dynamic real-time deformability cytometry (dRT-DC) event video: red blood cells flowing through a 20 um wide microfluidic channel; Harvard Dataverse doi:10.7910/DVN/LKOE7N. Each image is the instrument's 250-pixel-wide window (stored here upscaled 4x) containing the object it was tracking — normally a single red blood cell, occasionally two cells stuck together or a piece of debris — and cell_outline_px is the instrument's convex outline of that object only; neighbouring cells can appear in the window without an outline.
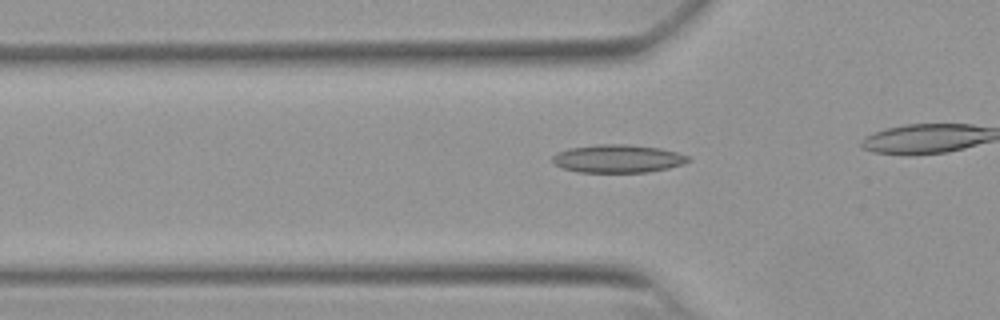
{"species": "Egyptian fruit bat (a non-hibernating species)", "species_latin": "Rousettus aegyptiacus", "temperature_condition": "warm", "stored_images_in_passage": 36, "camera_frame_rate_fps": 3000, "um_per_image_px": 0.085, "animal": {"sex": "female"}, "frame": {"image": 1, "passage_image": 12, "time_ms": 3.667, "image_size_px": [1000, 320], "cell_outline_px": [[692, 160], [684, 164], [668, 168], [648, 172], [576, 172], [560, 168], [552, 160], [552, 156], [556, 152], [568, 148], [596, 144], [628, 144], [660, 148], [676, 152], [688, 156]], "centroid_in_image_um": [52.49, 13.48], "position_along_channel_um": 73.3, "area_um2": 22.43}}
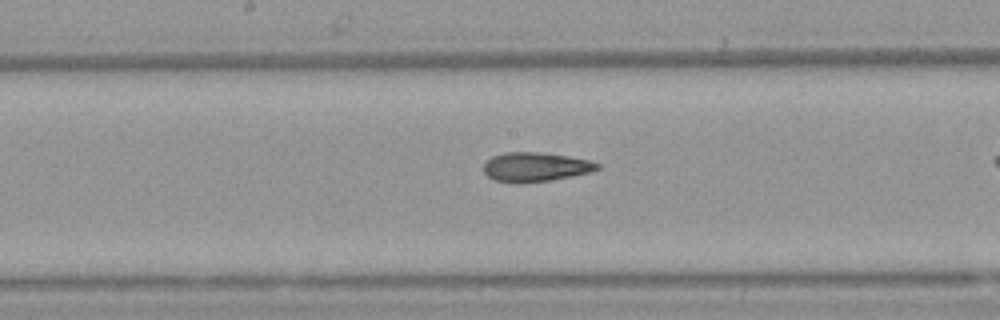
{"frame": {"image": 2, "passage_image": 22, "time_ms": 7.0, "image_size_px": [1000, 320], "cell_outline_px": [[600, 168], [592, 172], [552, 180], [492, 180], [484, 172], [484, 164], [492, 156], [504, 152], [540, 152], [568, 156], [588, 160], [600, 164]], "centroid_in_image_um": [45.56, 14.15], "position_along_channel_um": 202.6, "area_um2": 18.73}}
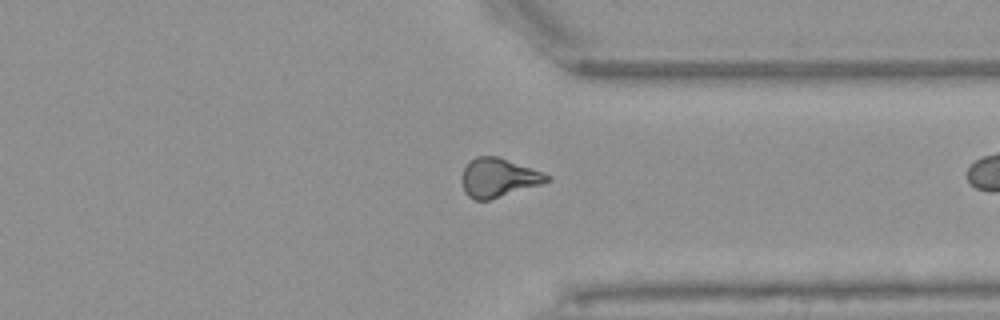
{"frame": {"image": 3, "passage_image": 35, "time_ms": 11.333, "image_size_px": [1000, 320], "cell_outline_px": [[552, 180], [544, 184], [488, 200], [472, 200], [464, 192], [460, 180], [460, 176], [468, 160], [476, 156], [500, 156], [544, 172], [552, 176]], "centroid_in_image_um": [42.38, 15.09], "position_along_channel_um": 369.0, "area_um2": 19.94}}